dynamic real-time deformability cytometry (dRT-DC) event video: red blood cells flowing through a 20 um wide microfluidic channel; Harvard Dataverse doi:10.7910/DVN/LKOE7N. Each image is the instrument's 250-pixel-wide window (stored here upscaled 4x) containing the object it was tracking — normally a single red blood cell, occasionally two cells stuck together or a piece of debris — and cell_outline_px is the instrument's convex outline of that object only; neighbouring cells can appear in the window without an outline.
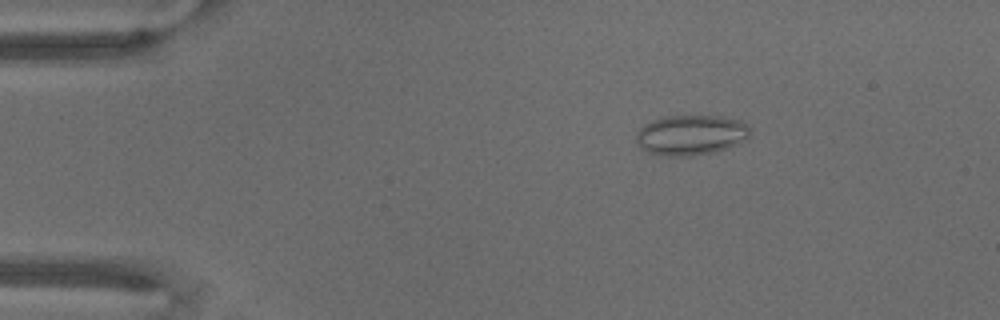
{"species": "common noctule bat (a hibernating species)", "species_latin": "Nyctalus noctula", "temperature_condition": "warm", "stored_images_in_passage": 70, "camera_frame_rate_fps": 3000, "um_per_image_px": 0.085, "animal": {"sex": "male", "body_mass_g": 18.8}, "frame": {"image": 1, "passage_image": 12, "time_ms": 3.667, "image_size_px": [1000, 320], "cell_outline_px": [[752, 132], [748, 140], [728, 148], [712, 152], [688, 156], [668, 156], [648, 152], [640, 148], [636, 140], [636, 132], [644, 124], [660, 116], [724, 116], [740, 120]], "centroid_in_image_um": [58.73, 11.47], "position_along_channel_um": 26.3, "area_um2": 26.93}}
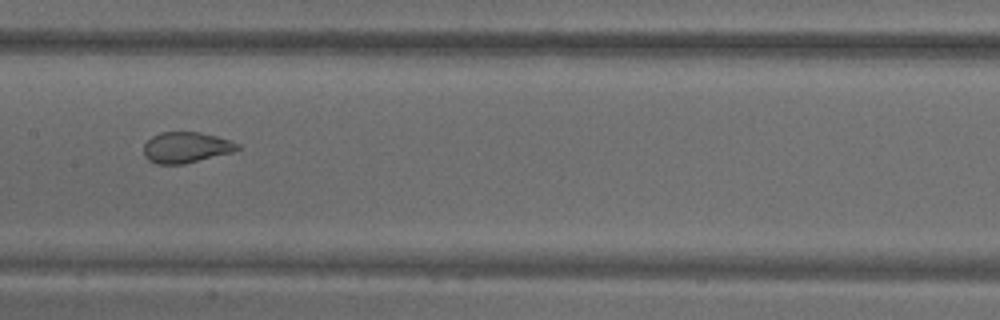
{"frame": {"image": 2, "passage_image": 36, "time_ms": 11.667, "image_size_px": [1000, 320], "cell_outline_px": [[240, 148], [232, 152], [184, 164], [156, 164], [148, 160], [144, 156], [144, 144], [152, 136], [160, 132], [200, 132], [216, 136], [240, 144]], "centroid_in_image_um": [15.79, 12.53], "position_along_channel_um": 191.6, "area_um2": 16.82}}
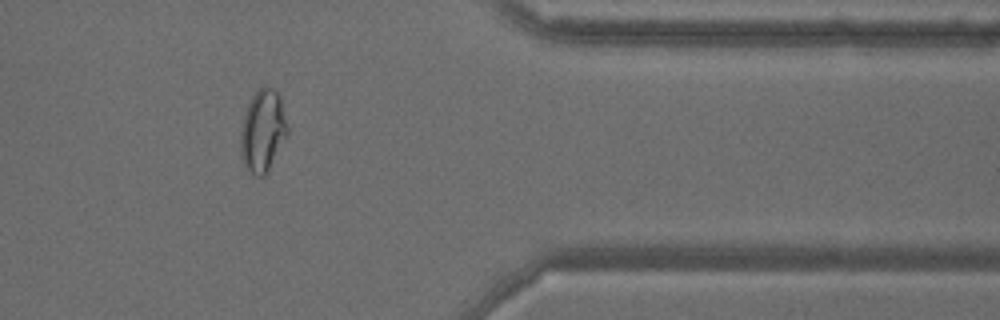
{"frame": {"image": 3, "passage_image": 58, "time_ms": 19.0, "image_size_px": [1000, 320], "cell_outline_px": [[288, 132], [268, 172], [264, 176], [256, 176], [244, 164], [240, 156], [240, 128], [248, 104], [252, 96], [264, 84], [272, 88], [280, 96], [288, 128]], "centroid_in_image_um": [22.32, 11.11], "position_along_channel_um": 389.1, "area_um2": 22.37}}